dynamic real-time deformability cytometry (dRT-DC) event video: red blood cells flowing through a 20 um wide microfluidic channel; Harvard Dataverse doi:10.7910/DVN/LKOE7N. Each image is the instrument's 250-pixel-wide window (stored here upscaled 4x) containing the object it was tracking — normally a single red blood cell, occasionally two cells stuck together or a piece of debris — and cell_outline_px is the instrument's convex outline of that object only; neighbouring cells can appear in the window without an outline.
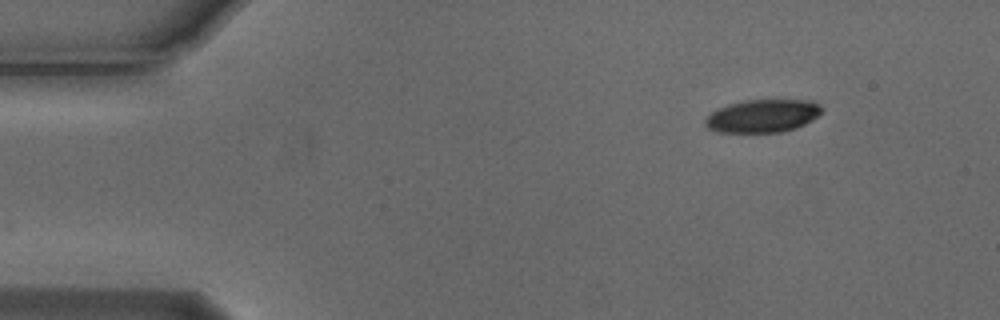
{"species": "Egyptian fruit bat (a non-hibernating species)", "species_latin": "Rousettus aegyptiacus", "temperature_condition": "cold", "stored_images_in_passage": 49, "camera_frame_rate_fps": 3000, "um_per_image_px": 0.085, "animal": {"sex": "male"}, "frame": {"image": 1, "passage_image": 1, "time_ms": 0.0, "image_size_px": [1000, 320], "cell_outline_px": [[824, 112], [812, 120], [796, 128], [780, 132], [716, 132], [708, 128], [704, 124], [704, 120], [716, 108], [728, 104], [748, 100], [812, 100], [820, 104]], "centroid_in_image_um": [64.84, 9.85], "position_along_channel_um": 20.2, "area_um2": 22.54}}
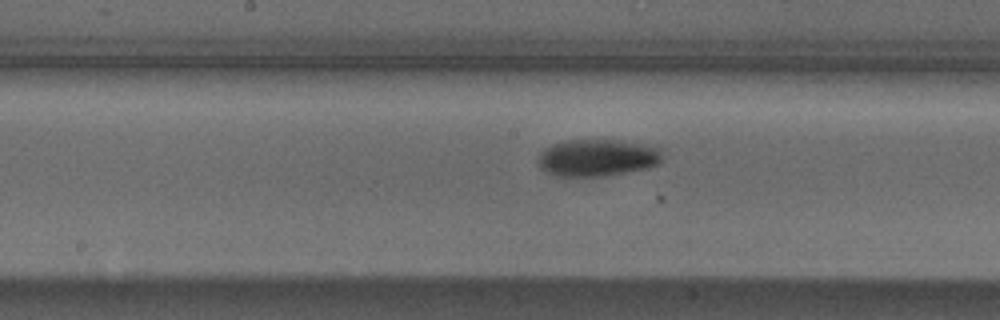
{"frame": {"image": 2, "passage_image": 22, "time_ms": 7.0, "image_size_px": [1000, 320], "cell_outline_px": [[660, 160], [656, 164], [648, 168], [604, 176], [556, 176], [540, 168], [536, 164], [540, 152], [544, 148], [552, 144], [564, 140], [616, 140], [640, 144], [660, 148]], "centroid_in_image_um": [50.69, 13.41], "position_along_channel_um": 197.5, "area_um2": 26.7}}
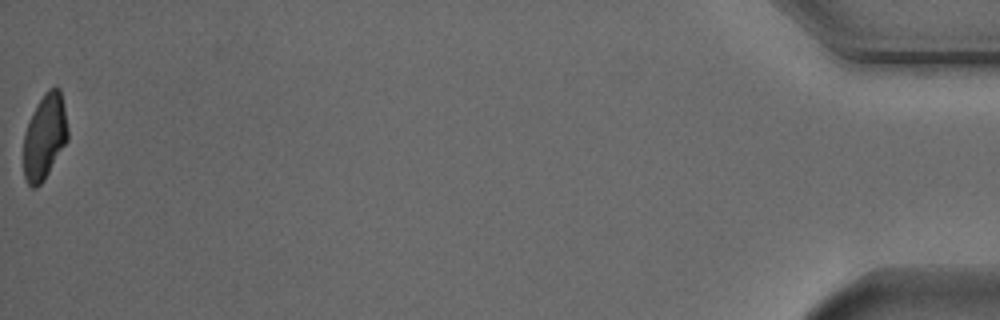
{"frame": {"image": 3, "passage_image": 49, "time_ms": 16.0, "image_size_px": [1000, 320], "cell_outline_px": [[68, 140], [44, 180], [36, 188], [32, 188], [24, 180], [24, 132], [32, 112], [36, 104], [44, 92], [48, 88], [60, 88], [68, 128]], "centroid_in_image_um": [3.79, 11.63], "position_along_channel_um": 431.4, "area_um2": 22.14}, "authors_computed_cell_mechanics": {"area_um2": 24.7962, "velocity_mm_per_s": 3.7656, "shape_relaxation_time_tau1_ms": 2.4958, "shape_relaxation_time_tau2_ms": null, "deformation_change_tau1": 0.1249, "deformation_change_tau2": null}}